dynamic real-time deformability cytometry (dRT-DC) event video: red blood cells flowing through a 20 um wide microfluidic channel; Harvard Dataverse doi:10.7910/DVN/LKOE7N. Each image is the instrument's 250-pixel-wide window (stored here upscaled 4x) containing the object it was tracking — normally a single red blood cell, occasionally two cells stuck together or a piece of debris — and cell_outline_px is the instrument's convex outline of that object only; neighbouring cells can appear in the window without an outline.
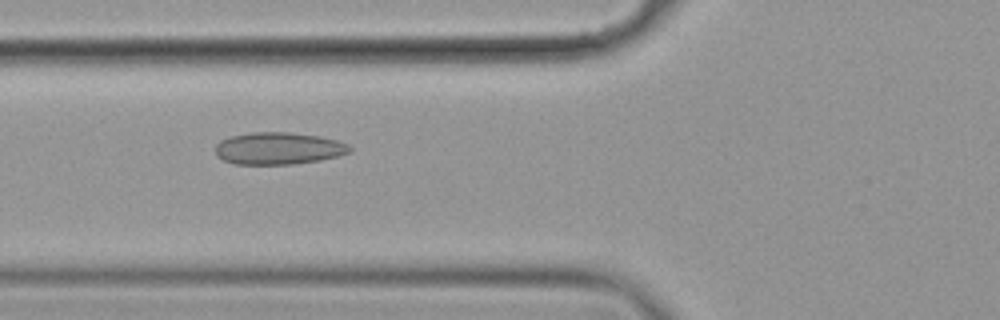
{"species": "common noctule bat (a hibernating species)", "species_latin": "Nyctalus noctula", "temperature_condition": "cold", "stored_images_in_passage": 12, "camera_frame_rate_fps": 3000, "um_per_image_px": 0.085, "animal": {"sex": "female", "body_mass_g": 19.9}, "frame": {"image": 1, "passage_image": 3, "time_ms": 0.667, "image_size_px": [1000, 320], "cell_outline_px": [[352, 152], [340, 156], [320, 160], [292, 164], [236, 164], [224, 160], [216, 156], [216, 144], [220, 140], [232, 136], [252, 132], [288, 132], [320, 136], [336, 140], [348, 144], [352, 148]], "centroid_in_image_um": [23.7, 12.61], "position_along_channel_um": 102.1, "area_um2": 25.26}}
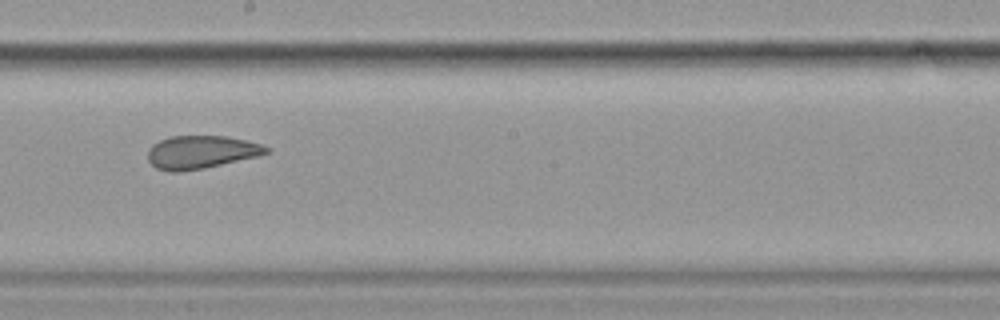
{"frame": {"image": 2, "passage_image": 6, "time_ms": 1.667, "image_size_px": [1000, 320], "cell_outline_px": [[272, 152], [260, 156], [204, 168], [180, 172], [168, 172], [156, 168], [148, 160], [148, 148], [152, 144], [160, 140], [172, 136], [224, 136], [244, 140], [260, 144], [272, 148]], "centroid_in_image_um": [17.11, 12.94], "position_along_channel_um": 231.1, "area_um2": 23.0}}
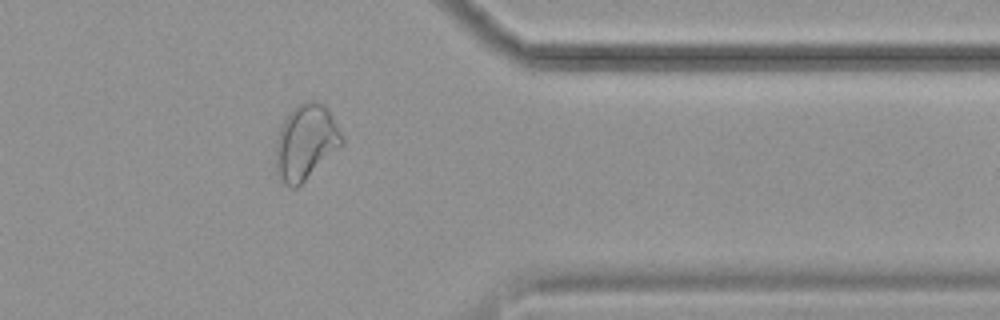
{"frame": {"image": 3, "passage_image": 10, "time_ms": 3.0, "image_size_px": [1000, 320], "cell_outline_px": [[344, 144], [296, 188], [288, 188], [276, 176], [276, 140], [280, 128], [284, 120], [292, 108], [296, 104], [308, 100], [312, 100], [324, 104], [340, 132], [344, 140]], "centroid_in_image_um": [25.96, 12.1], "position_along_channel_um": 385.4, "area_um2": 28.96}}